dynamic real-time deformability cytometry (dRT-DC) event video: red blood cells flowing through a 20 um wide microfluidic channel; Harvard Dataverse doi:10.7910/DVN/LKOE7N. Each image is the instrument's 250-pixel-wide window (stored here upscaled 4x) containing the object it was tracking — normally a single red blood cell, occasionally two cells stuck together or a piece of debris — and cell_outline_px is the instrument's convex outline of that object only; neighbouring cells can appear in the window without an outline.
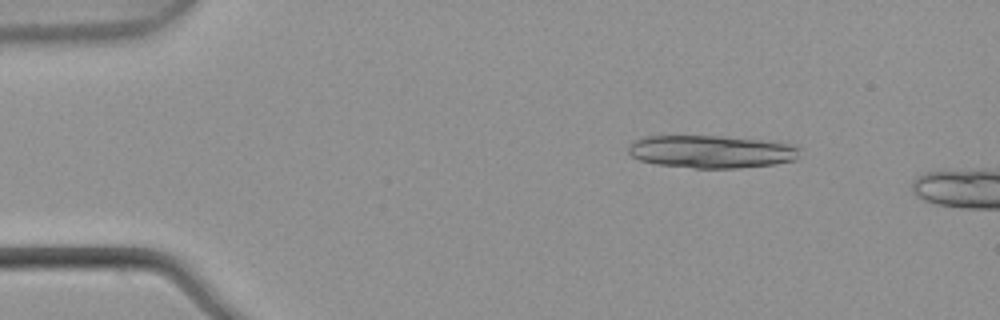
{"species": "common noctule bat (a hibernating species)", "species_latin": "Nyctalus noctula", "temperature_condition": "warm", "stored_images_in_passage": 4, "camera_frame_rate_fps": 3000, "um_per_image_px": 0.085, "animal": {"sex": "male", "body_mass_g": 21.5, "forearm_length_mm": 52.0}, "frame": {"image": 1, "passage_image": 2, "time_ms": 0.333, "image_size_px": [1000, 320], "cell_outline_px": [[800, 148], [796, 160], [776, 164], [736, 168], [692, 168], [656, 164], [640, 160], [632, 156], [628, 152], [628, 148], [636, 140], [644, 136], [720, 136], [764, 140], [788, 144]], "centroid_in_image_um": [60.46, 12.89], "position_along_channel_um": 24.5, "area_um2": 32.6}}